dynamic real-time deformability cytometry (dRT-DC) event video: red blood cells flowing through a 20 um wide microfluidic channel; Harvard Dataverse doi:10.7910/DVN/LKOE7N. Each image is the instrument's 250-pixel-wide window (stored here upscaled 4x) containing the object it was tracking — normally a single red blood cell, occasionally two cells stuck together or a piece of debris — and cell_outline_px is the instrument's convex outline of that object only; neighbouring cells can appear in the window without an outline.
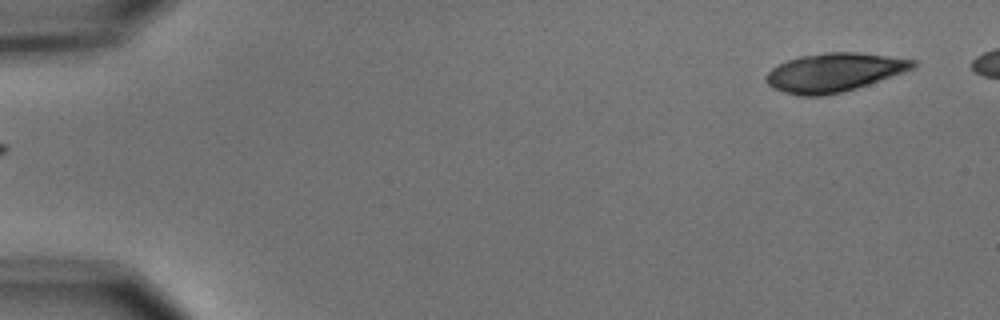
{"species": "common noctule bat (a hibernating species)", "species_latin": "Nyctalus noctula", "temperature_condition": "cold", "stored_images_in_passage": 3, "segment_of_instrument_passage": [2, 2], "camera_frame_rate_fps": 3000, "um_per_image_px": 0.085, "animal": {"sex": "male", "body_mass_g": 15.6}, "frame": {"image": 1, "passage_image": 3, "time_ms": 0.667, "image_size_px": [1000, 320], "cell_outline_px": [[916, 64], [912, 68], [868, 84], [856, 88], [840, 92], [820, 96], [800, 96], [784, 92], [772, 88], [764, 80], [764, 76], [772, 68], [788, 60], [800, 56], [824, 52], [856, 52], [888, 56], [916, 60]], "centroid_in_image_um": [70.83, 6.15], "position_along_channel_um": 14.2, "area_um2": 32.71}}